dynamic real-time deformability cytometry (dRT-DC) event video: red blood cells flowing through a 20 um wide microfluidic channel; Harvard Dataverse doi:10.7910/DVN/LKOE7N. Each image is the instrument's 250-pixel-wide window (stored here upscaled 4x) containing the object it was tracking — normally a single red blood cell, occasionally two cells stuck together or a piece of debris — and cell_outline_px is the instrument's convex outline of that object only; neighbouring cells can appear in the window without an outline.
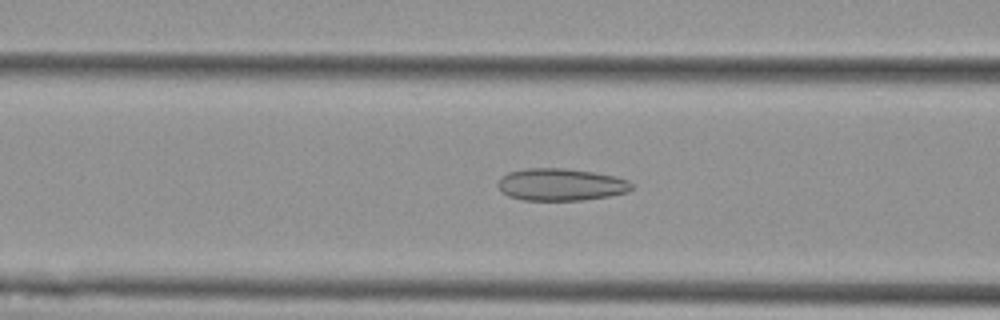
{"species": "Egyptian fruit bat (a non-hibernating species)", "species_latin": "Rousettus aegyptiacus", "temperature_condition": "cold", "stored_images_in_passage": 56, "camera_frame_rate_fps": 3000, "um_per_image_px": 0.085, "animal": {"sex": "female"}, "frame": {"image": 1, "passage_image": 22, "time_ms": 7.0, "image_size_px": [1000, 320], "cell_outline_px": [[632, 188], [628, 192], [608, 196], [584, 200], [524, 200], [508, 196], [500, 192], [496, 184], [500, 176], [508, 172], [528, 168], [564, 168], [592, 172], [616, 176], [628, 180], [632, 184]], "centroid_in_image_um": [47.63, 15.69], "position_along_channel_um": 119.0, "area_um2": 25.32}}
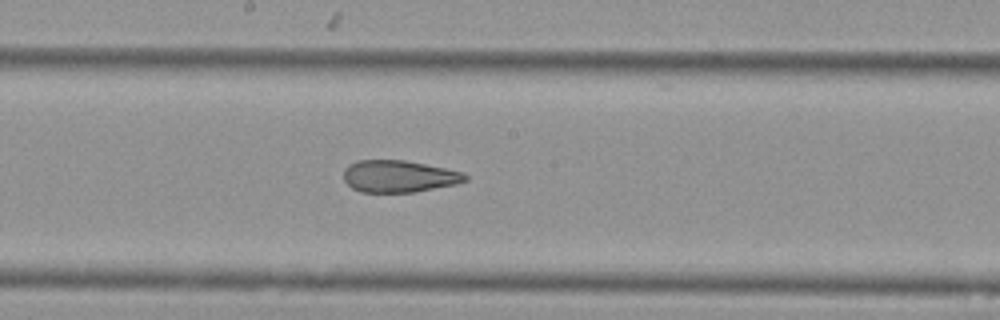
{"frame": {"image": 2, "passage_image": 30, "time_ms": 9.667, "image_size_px": [1000, 320], "cell_outline_px": [[468, 180], [456, 184], [416, 192], [360, 192], [352, 188], [344, 180], [344, 168], [348, 164], [356, 160], [404, 160], [464, 172], [468, 176]], "centroid_in_image_um": [33.9, 14.99], "position_along_channel_um": 214.3, "area_um2": 22.77}}
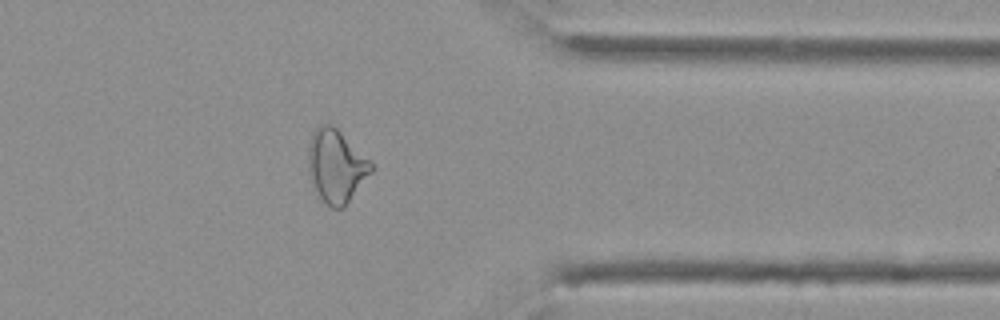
{"frame": {"image": 3, "passage_image": 45, "time_ms": 14.667, "image_size_px": [1000, 320], "cell_outline_px": [[376, 168], [344, 208], [332, 208], [320, 196], [312, 180], [308, 164], [308, 144], [312, 132], [320, 124], [332, 124]], "centroid_in_image_um": [28.58, 14.11], "position_along_channel_um": 382.8, "area_um2": 26.3}, "authors_computed_cell_mechanics": {"area_um2": 27.9174, "velocity_mm_per_s": 3.5796, "shape_relaxation_time_tau1_ms": null, "shape_relaxation_time_tau2_ms": 2.3575, "deformation_change_tau1": null, "deformation_change_tau2": 0.0978}}